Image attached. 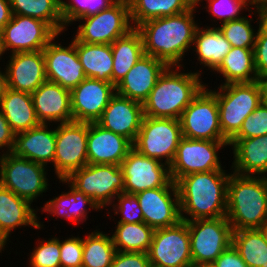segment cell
I'll return each instance as SVG.
<instances>
[{
  "label": "cell",
  "instance_id": "1",
  "mask_svg": "<svg viewBox=\"0 0 267 267\" xmlns=\"http://www.w3.org/2000/svg\"><path fill=\"white\" fill-rule=\"evenodd\" d=\"M195 4L190 10L168 17L155 18L138 25L146 55L163 61L167 66H183L180 63L192 49L196 30ZM186 53V54H185Z\"/></svg>",
  "mask_w": 267,
  "mask_h": 267
},
{
  "label": "cell",
  "instance_id": "2",
  "mask_svg": "<svg viewBox=\"0 0 267 267\" xmlns=\"http://www.w3.org/2000/svg\"><path fill=\"white\" fill-rule=\"evenodd\" d=\"M230 174L214 170L181 177L176 185L182 221L226 217Z\"/></svg>",
  "mask_w": 267,
  "mask_h": 267
},
{
  "label": "cell",
  "instance_id": "3",
  "mask_svg": "<svg viewBox=\"0 0 267 267\" xmlns=\"http://www.w3.org/2000/svg\"><path fill=\"white\" fill-rule=\"evenodd\" d=\"M184 71L181 72V66H168L164 70L143 103L144 116L179 120L182 112L207 84L202 82V71Z\"/></svg>",
  "mask_w": 267,
  "mask_h": 267
},
{
  "label": "cell",
  "instance_id": "4",
  "mask_svg": "<svg viewBox=\"0 0 267 267\" xmlns=\"http://www.w3.org/2000/svg\"><path fill=\"white\" fill-rule=\"evenodd\" d=\"M226 218L232 230L259 229L267 222V177L230 174Z\"/></svg>",
  "mask_w": 267,
  "mask_h": 267
},
{
  "label": "cell",
  "instance_id": "5",
  "mask_svg": "<svg viewBox=\"0 0 267 267\" xmlns=\"http://www.w3.org/2000/svg\"><path fill=\"white\" fill-rule=\"evenodd\" d=\"M216 88L210 90L217 98L223 137L229 142L240 131L244 120L263 103L261 90L257 80L229 83Z\"/></svg>",
  "mask_w": 267,
  "mask_h": 267
},
{
  "label": "cell",
  "instance_id": "6",
  "mask_svg": "<svg viewBox=\"0 0 267 267\" xmlns=\"http://www.w3.org/2000/svg\"><path fill=\"white\" fill-rule=\"evenodd\" d=\"M46 175L45 165L16 156L12 152L0 155V185L31 204L49 189Z\"/></svg>",
  "mask_w": 267,
  "mask_h": 267
},
{
  "label": "cell",
  "instance_id": "7",
  "mask_svg": "<svg viewBox=\"0 0 267 267\" xmlns=\"http://www.w3.org/2000/svg\"><path fill=\"white\" fill-rule=\"evenodd\" d=\"M66 180L78 191L91 197L101 210L109 207L124 192L120 165L87 164L72 172Z\"/></svg>",
  "mask_w": 267,
  "mask_h": 267
},
{
  "label": "cell",
  "instance_id": "8",
  "mask_svg": "<svg viewBox=\"0 0 267 267\" xmlns=\"http://www.w3.org/2000/svg\"><path fill=\"white\" fill-rule=\"evenodd\" d=\"M181 138L182 131L178 119L144 116L133 148L144 156L164 161L169 166Z\"/></svg>",
  "mask_w": 267,
  "mask_h": 267
},
{
  "label": "cell",
  "instance_id": "9",
  "mask_svg": "<svg viewBox=\"0 0 267 267\" xmlns=\"http://www.w3.org/2000/svg\"><path fill=\"white\" fill-rule=\"evenodd\" d=\"M75 38L88 44H112L116 39L127 35L134 29L129 3L115 2L108 9L96 15L78 19Z\"/></svg>",
  "mask_w": 267,
  "mask_h": 267
},
{
  "label": "cell",
  "instance_id": "10",
  "mask_svg": "<svg viewBox=\"0 0 267 267\" xmlns=\"http://www.w3.org/2000/svg\"><path fill=\"white\" fill-rule=\"evenodd\" d=\"M208 84L182 112L179 121L182 137L188 139L227 141L222 134L216 95Z\"/></svg>",
  "mask_w": 267,
  "mask_h": 267
},
{
  "label": "cell",
  "instance_id": "11",
  "mask_svg": "<svg viewBox=\"0 0 267 267\" xmlns=\"http://www.w3.org/2000/svg\"><path fill=\"white\" fill-rule=\"evenodd\" d=\"M228 146V141L182 137L174 159L169 165L171 180L176 183L181 177L193 173L223 170L218 151L225 150Z\"/></svg>",
  "mask_w": 267,
  "mask_h": 267
},
{
  "label": "cell",
  "instance_id": "12",
  "mask_svg": "<svg viewBox=\"0 0 267 267\" xmlns=\"http://www.w3.org/2000/svg\"><path fill=\"white\" fill-rule=\"evenodd\" d=\"M57 125H54L56 149L53 167L58 179H66L72 172L88 164V122L72 121Z\"/></svg>",
  "mask_w": 267,
  "mask_h": 267
},
{
  "label": "cell",
  "instance_id": "13",
  "mask_svg": "<svg viewBox=\"0 0 267 267\" xmlns=\"http://www.w3.org/2000/svg\"><path fill=\"white\" fill-rule=\"evenodd\" d=\"M193 262L213 263L232 244V227L226 217L186 221Z\"/></svg>",
  "mask_w": 267,
  "mask_h": 267
},
{
  "label": "cell",
  "instance_id": "14",
  "mask_svg": "<svg viewBox=\"0 0 267 267\" xmlns=\"http://www.w3.org/2000/svg\"><path fill=\"white\" fill-rule=\"evenodd\" d=\"M148 256L151 267H188L193 261L187 222L154 229Z\"/></svg>",
  "mask_w": 267,
  "mask_h": 267
},
{
  "label": "cell",
  "instance_id": "15",
  "mask_svg": "<svg viewBox=\"0 0 267 267\" xmlns=\"http://www.w3.org/2000/svg\"><path fill=\"white\" fill-rule=\"evenodd\" d=\"M120 167L124 177L123 193L135 195L147 189L165 187L171 181L167 164L144 156L133 147Z\"/></svg>",
  "mask_w": 267,
  "mask_h": 267
},
{
  "label": "cell",
  "instance_id": "16",
  "mask_svg": "<svg viewBox=\"0 0 267 267\" xmlns=\"http://www.w3.org/2000/svg\"><path fill=\"white\" fill-rule=\"evenodd\" d=\"M1 33L4 51L10 54L43 50L57 35L46 22L17 14H12Z\"/></svg>",
  "mask_w": 267,
  "mask_h": 267
},
{
  "label": "cell",
  "instance_id": "17",
  "mask_svg": "<svg viewBox=\"0 0 267 267\" xmlns=\"http://www.w3.org/2000/svg\"><path fill=\"white\" fill-rule=\"evenodd\" d=\"M144 222L153 229L171 227L181 219L179 193L171 180L165 187L147 189L135 194Z\"/></svg>",
  "mask_w": 267,
  "mask_h": 267
},
{
  "label": "cell",
  "instance_id": "18",
  "mask_svg": "<svg viewBox=\"0 0 267 267\" xmlns=\"http://www.w3.org/2000/svg\"><path fill=\"white\" fill-rule=\"evenodd\" d=\"M59 35L43 49L46 79L71 91L86 75L74 45V38L68 46H63L58 41L55 42Z\"/></svg>",
  "mask_w": 267,
  "mask_h": 267
},
{
  "label": "cell",
  "instance_id": "19",
  "mask_svg": "<svg viewBox=\"0 0 267 267\" xmlns=\"http://www.w3.org/2000/svg\"><path fill=\"white\" fill-rule=\"evenodd\" d=\"M73 121L96 122L116 93L112 83L86 77L71 91Z\"/></svg>",
  "mask_w": 267,
  "mask_h": 267
},
{
  "label": "cell",
  "instance_id": "20",
  "mask_svg": "<svg viewBox=\"0 0 267 267\" xmlns=\"http://www.w3.org/2000/svg\"><path fill=\"white\" fill-rule=\"evenodd\" d=\"M5 65L8 88L33 93L47 79L43 50L12 53Z\"/></svg>",
  "mask_w": 267,
  "mask_h": 267
},
{
  "label": "cell",
  "instance_id": "21",
  "mask_svg": "<svg viewBox=\"0 0 267 267\" xmlns=\"http://www.w3.org/2000/svg\"><path fill=\"white\" fill-rule=\"evenodd\" d=\"M143 118V104L115 93L96 123L106 130L125 136L133 143Z\"/></svg>",
  "mask_w": 267,
  "mask_h": 267
},
{
  "label": "cell",
  "instance_id": "22",
  "mask_svg": "<svg viewBox=\"0 0 267 267\" xmlns=\"http://www.w3.org/2000/svg\"><path fill=\"white\" fill-rule=\"evenodd\" d=\"M133 143L125 136L106 130L96 122L88 123V164L120 165Z\"/></svg>",
  "mask_w": 267,
  "mask_h": 267
},
{
  "label": "cell",
  "instance_id": "23",
  "mask_svg": "<svg viewBox=\"0 0 267 267\" xmlns=\"http://www.w3.org/2000/svg\"><path fill=\"white\" fill-rule=\"evenodd\" d=\"M38 121L43 124L69 123L73 121L71 92L57 83L46 80L31 93Z\"/></svg>",
  "mask_w": 267,
  "mask_h": 267
},
{
  "label": "cell",
  "instance_id": "24",
  "mask_svg": "<svg viewBox=\"0 0 267 267\" xmlns=\"http://www.w3.org/2000/svg\"><path fill=\"white\" fill-rule=\"evenodd\" d=\"M32 204L0 185V246L5 247L11 232L22 226L41 230L44 226L40 222L36 209ZM33 207V208H32Z\"/></svg>",
  "mask_w": 267,
  "mask_h": 267
},
{
  "label": "cell",
  "instance_id": "25",
  "mask_svg": "<svg viewBox=\"0 0 267 267\" xmlns=\"http://www.w3.org/2000/svg\"><path fill=\"white\" fill-rule=\"evenodd\" d=\"M167 67L163 61L144 54L124 79L116 85V93L143 104L154 88L158 77Z\"/></svg>",
  "mask_w": 267,
  "mask_h": 267
},
{
  "label": "cell",
  "instance_id": "26",
  "mask_svg": "<svg viewBox=\"0 0 267 267\" xmlns=\"http://www.w3.org/2000/svg\"><path fill=\"white\" fill-rule=\"evenodd\" d=\"M56 149V134L48 124L40 123L27 131L15 134L12 153L49 167L53 165Z\"/></svg>",
  "mask_w": 267,
  "mask_h": 267
},
{
  "label": "cell",
  "instance_id": "27",
  "mask_svg": "<svg viewBox=\"0 0 267 267\" xmlns=\"http://www.w3.org/2000/svg\"><path fill=\"white\" fill-rule=\"evenodd\" d=\"M233 150L232 172L239 175L267 177V134L263 136L231 139Z\"/></svg>",
  "mask_w": 267,
  "mask_h": 267
},
{
  "label": "cell",
  "instance_id": "28",
  "mask_svg": "<svg viewBox=\"0 0 267 267\" xmlns=\"http://www.w3.org/2000/svg\"><path fill=\"white\" fill-rule=\"evenodd\" d=\"M60 182L68 185L69 191H64L59 196L48 200L44 206H42V214L43 212H47V214H51L50 216L52 217L55 216L59 218L60 216L61 219L64 218L70 220L73 224H79V222L83 223L88 219V209H94L96 211L101 210L91 197L78 191L66 179H59V183Z\"/></svg>",
  "mask_w": 267,
  "mask_h": 267
},
{
  "label": "cell",
  "instance_id": "29",
  "mask_svg": "<svg viewBox=\"0 0 267 267\" xmlns=\"http://www.w3.org/2000/svg\"><path fill=\"white\" fill-rule=\"evenodd\" d=\"M192 47L199 64L208 67L212 72L231 50V44L216 26L198 27Z\"/></svg>",
  "mask_w": 267,
  "mask_h": 267
},
{
  "label": "cell",
  "instance_id": "30",
  "mask_svg": "<svg viewBox=\"0 0 267 267\" xmlns=\"http://www.w3.org/2000/svg\"><path fill=\"white\" fill-rule=\"evenodd\" d=\"M0 110L15 134L40 124L36 117L31 93L8 88L0 101Z\"/></svg>",
  "mask_w": 267,
  "mask_h": 267
},
{
  "label": "cell",
  "instance_id": "31",
  "mask_svg": "<svg viewBox=\"0 0 267 267\" xmlns=\"http://www.w3.org/2000/svg\"><path fill=\"white\" fill-rule=\"evenodd\" d=\"M74 45L88 78L112 83L113 54L110 44H88L74 37Z\"/></svg>",
  "mask_w": 267,
  "mask_h": 267
},
{
  "label": "cell",
  "instance_id": "32",
  "mask_svg": "<svg viewBox=\"0 0 267 267\" xmlns=\"http://www.w3.org/2000/svg\"><path fill=\"white\" fill-rule=\"evenodd\" d=\"M113 54L112 84H119L145 54L140 33L134 28L111 44Z\"/></svg>",
  "mask_w": 267,
  "mask_h": 267
},
{
  "label": "cell",
  "instance_id": "33",
  "mask_svg": "<svg viewBox=\"0 0 267 267\" xmlns=\"http://www.w3.org/2000/svg\"><path fill=\"white\" fill-rule=\"evenodd\" d=\"M219 76L222 74L224 82L229 83L253 82L258 79L254 49L231 47L229 53L224 57L220 66L214 71Z\"/></svg>",
  "mask_w": 267,
  "mask_h": 267
},
{
  "label": "cell",
  "instance_id": "34",
  "mask_svg": "<svg viewBox=\"0 0 267 267\" xmlns=\"http://www.w3.org/2000/svg\"><path fill=\"white\" fill-rule=\"evenodd\" d=\"M194 5L195 0H129L130 19L136 28L151 19L186 12Z\"/></svg>",
  "mask_w": 267,
  "mask_h": 267
},
{
  "label": "cell",
  "instance_id": "35",
  "mask_svg": "<svg viewBox=\"0 0 267 267\" xmlns=\"http://www.w3.org/2000/svg\"><path fill=\"white\" fill-rule=\"evenodd\" d=\"M12 14L46 22L57 34L67 30L61 16V0H10Z\"/></svg>",
  "mask_w": 267,
  "mask_h": 267
},
{
  "label": "cell",
  "instance_id": "36",
  "mask_svg": "<svg viewBox=\"0 0 267 267\" xmlns=\"http://www.w3.org/2000/svg\"><path fill=\"white\" fill-rule=\"evenodd\" d=\"M232 245L248 267L267 266V243L259 229L233 230Z\"/></svg>",
  "mask_w": 267,
  "mask_h": 267
},
{
  "label": "cell",
  "instance_id": "37",
  "mask_svg": "<svg viewBox=\"0 0 267 267\" xmlns=\"http://www.w3.org/2000/svg\"><path fill=\"white\" fill-rule=\"evenodd\" d=\"M112 234L116 251L148 253L154 229L145 222L117 223Z\"/></svg>",
  "mask_w": 267,
  "mask_h": 267
},
{
  "label": "cell",
  "instance_id": "38",
  "mask_svg": "<svg viewBox=\"0 0 267 267\" xmlns=\"http://www.w3.org/2000/svg\"><path fill=\"white\" fill-rule=\"evenodd\" d=\"M112 236L98 229L83 238L82 267H110L116 254Z\"/></svg>",
  "mask_w": 267,
  "mask_h": 267
},
{
  "label": "cell",
  "instance_id": "39",
  "mask_svg": "<svg viewBox=\"0 0 267 267\" xmlns=\"http://www.w3.org/2000/svg\"><path fill=\"white\" fill-rule=\"evenodd\" d=\"M115 0H61V16L64 27L78 19L96 15L97 13L108 9Z\"/></svg>",
  "mask_w": 267,
  "mask_h": 267
},
{
  "label": "cell",
  "instance_id": "40",
  "mask_svg": "<svg viewBox=\"0 0 267 267\" xmlns=\"http://www.w3.org/2000/svg\"><path fill=\"white\" fill-rule=\"evenodd\" d=\"M248 15L232 20L217 27L231 44V47L254 49L257 32L253 29Z\"/></svg>",
  "mask_w": 267,
  "mask_h": 267
},
{
  "label": "cell",
  "instance_id": "41",
  "mask_svg": "<svg viewBox=\"0 0 267 267\" xmlns=\"http://www.w3.org/2000/svg\"><path fill=\"white\" fill-rule=\"evenodd\" d=\"M208 4L207 6H203V8H206V11L209 12L208 14L217 17V19L220 21L221 24L237 20L240 18H243L240 12L248 10L251 14L249 16L252 17V14H258L257 11H253L252 7V1L251 0H204ZM203 2V0H195V4L198 6L200 3ZM255 14H254V13Z\"/></svg>",
  "mask_w": 267,
  "mask_h": 267
},
{
  "label": "cell",
  "instance_id": "42",
  "mask_svg": "<svg viewBox=\"0 0 267 267\" xmlns=\"http://www.w3.org/2000/svg\"><path fill=\"white\" fill-rule=\"evenodd\" d=\"M38 244L30 252L28 267H61L60 238L37 241ZM40 242V243H39Z\"/></svg>",
  "mask_w": 267,
  "mask_h": 267
},
{
  "label": "cell",
  "instance_id": "43",
  "mask_svg": "<svg viewBox=\"0 0 267 267\" xmlns=\"http://www.w3.org/2000/svg\"><path fill=\"white\" fill-rule=\"evenodd\" d=\"M267 134V104L262 103L249 115L232 139H246Z\"/></svg>",
  "mask_w": 267,
  "mask_h": 267
},
{
  "label": "cell",
  "instance_id": "44",
  "mask_svg": "<svg viewBox=\"0 0 267 267\" xmlns=\"http://www.w3.org/2000/svg\"><path fill=\"white\" fill-rule=\"evenodd\" d=\"M112 203L111 207L115 215L121 214L117 223H141L144 222L142 210L135 195L120 193Z\"/></svg>",
  "mask_w": 267,
  "mask_h": 267
},
{
  "label": "cell",
  "instance_id": "45",
  "mask_svg": "<svg viewBox=\"0 0 267 267\" xmlns=\"http://www.w3.org/2000/svg\"><path fill=\"white\" fill-rule=\"evenodd\" d=\"M83 238L71 237L60 240L61 267H82Z\"/></svg>",
  "mask_w": 267,
  "mask_h": 267
},
{
  "label": "cell",
  "instance_id": "46",
  "mask_svg": "<svg viewBox=\"0 0 267 267\" xmlns=\"http://www.w3.org/2000/svg\"><path fill=\"white\" fill-rule=\"evenodd\" d=\"M259 22L254 46V58L257 75L267 72V28L261 24V17L258 13Z\"/></svg>",
  "mask_w": 267,
  "mask_h": 267
},
{
  "label": "cell",
  "instance_id": "47",
  "mask_svg": "<svg viewBox=\"0 0 267 267\" xmlns=\"http://www.w3.org/2000/svg\"><path fill=\"white\" fill-rule=\"evenodd\" d=\"M110 267H151L148 253L117 251Z\"/></svg>",
  "mask_w": 267,
  "mask_h": 267
},
{
  "label": "cell",
  "instance_id": "48",
  "mask_svg": "<svg viewBox=\"0 0 267 267\" xmlns=\"http://www.w3.org/2000/svg\"><path fill=\"white\" fill-rule=\"evenodd\" d=\"M213 264L215 267H248L232 244Z\"/></svg>",
  "mask_w": 267,
  "mask_h": 267
},
{
  "label": "cell",
  "instance_id": "49",
  "mask_svg": "<svg viewBox=\"0 0 267 267\" xmlns=\"http://www.w3.org/2000/svg\"><path fill=\"white\" fill-rule=\"evenodd\" d=\"M15 133L12 131L5 116L0 110V154H6L12 151L14 146ZM5 150V151H4Z\"/></svg>",
  "mask_w": 267,
  "mask_h": 267
},
{
  "label": "cell",
  "instance_id": "50",
  "mask_svg": "<svg viewBox=\"0 0 267 267\" xmlns=\"http://www.w3.org/2000/svg\"><path fill=\"white\" fill-rule=\"evenodd\" d=\"M11 17L10 0H0V30L11 20Z\"/></svg>",
  "mask_w": 267,
  "mask_h": 267
},
{
  "label": "cell",
  "instance_id": "51",
  "mask_svg": "<svg viewBox=\"0 0 267 267\" xmlns=\"http://www.w3.org/2000/svg\"><path fill=\"white\" fill-rule=\"evenodd\" d=\"M257 82L260 86L262 102L267 104V72L258 76Z\"/></svg>",
  "mask_w": 267,
  "mask_h": 267
},
{
  "label": "cell",
  "instance_id": "52",
  "mask_svg": "<svg viewBox=\"0 0 267 267\" xmlns=\"http://www.w3.org/2000/svg\"><path fill=\"white\" fill-rule=\"evenodd\" d=\"M7 89H8V83L6 79L5 70L1 71V67H0V101L2 97L5 95Z\"/></svg>",
  "mask_w": 267,
  "mask_h": 267
},
{
  "label": "cell",
  "instance_id": "53",
  "mask_svg": "<svg viewBox=\"0 0 267 267\" xmlns=\"http://www.w3.org/2000/svg\"><path fill=\"white\" fill-rule=\"evenodd\" d=\"M252 1V8L253 10L260 13L265 7H267V0H251ZM255 6V7H254Z\"/></svg>",
  "mask_w": 267,
  "mask_h": 267
},
{
  "label": "cell",
  "instance_id": "54",
  "mask_svg": "<svg viewBox=\"0 0 267 267\" xmlns=\"http://www.w3.org/2000/svg\"><path fill=\"white\" fill-rule=\"evenodd\" d=\"M188 267H215L213 263L209 262H192Z\"/></svg>",
  "mask_w": 267,
  "mask_h": 267
},
{
  "label": "cell",
  "instance_id": "55",
  "mask_svg": "<svg viewBox=\"0 0 267 267\" xmlns=\"http://www.w3.org/2000/svg\"><path fill=\"white\" fill-rule=\"evenodd\" d=\"M261 24L267 28V7H265L260 13Z\"/></svg>",
  "mask_w": 267,
  "mask_h": 267
},
{
  "label": "cell",
  "instance_id": "56",
  "mask_svg": "<svg viewBox=\"0 0 267 267\" xmlns=\"http://www.w3.org/2000/svg\"><path fill=\"white\" fill-rule=\"evenodd\" d=\"M259 230L262 232L267 243V222L261 228H259Z\"/></svg>",
  "mask_w": 267,
  "mask_h": 267
},
{
  "label": "cell",
  "instance_id": "57",
  "mask_svg": "<svg viewBox=\"0 0 267 267\" xmlns=\"http://www.w3.org/2000/svg\"><path fill=\"white\" fill-rule=\"evenodd\" d=\"M3 54H5L4 48H3V43H2V33L0 30V60L3 57Z\"/></svg>",
  "mask_w": 267,
  "mask_h": 267
},
{
  "label": "cell",
  "instance_id": "58",
  "mask_svg": "<svg viewBox=\"0 0 267 267\" xmlns=\"http://www.w3.org/2000/svg\"><path fill=\"white\" fill-rule=\"evenodd\" d=\"M116 2H126L129 3V0H115Z\"/></svg>",
  "mask_w": 267,
  "mask_h": 267
},
{
  "label": "cell",
  "instance_id": "59",
  "mask_svg": "<svg viewBox=\"0 0 267 267\" xmlns=\"http://www.w3.org/2000/svg\"><path fill=\"white\" fill-rule=\"evenodd\" d=\"M5 248H6V247H1V246H0V253H1L2 251H4Z\"/></svg>",
  "mask_w": 267,
  "mask_h": 267
}]
</instances>
